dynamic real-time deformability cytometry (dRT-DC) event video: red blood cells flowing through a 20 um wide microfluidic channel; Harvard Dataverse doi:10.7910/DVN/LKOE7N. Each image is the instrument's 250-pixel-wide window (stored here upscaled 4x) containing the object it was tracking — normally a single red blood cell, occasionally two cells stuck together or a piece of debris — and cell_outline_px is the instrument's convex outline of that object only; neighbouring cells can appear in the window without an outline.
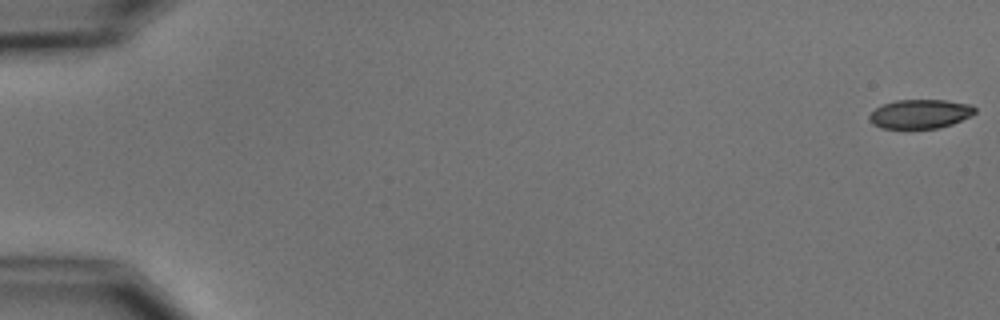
{"species": "common noctule bat (a hibernating species)", "species_latin": "Nyctalus noctula", "temperature_condition": "cold", "stored_images_in_passage": 5, "camera_frame_rate_fps": 3000, "um_per_image_px": 0.085, "animal": {"sex": "male", "body_mass_g": 15.6}, "frame": {"image": 1, "passage_image": 1, "time_ms": 0.0, "image_size_px": [1000, 320], "cell_outline_px": [[976, 112], [972, 116], [952, 124], [940, 128], [880, 128], [872, 124], [868, 120], [868, 116], [876, 108], [884, 104], [896, 100], [944, 100], [972, 104], [976, 108]], "centroid_in_image_um": [78.23, 9.68], "position_along_channel_um": 6.8, "area_um2": 18.03}}
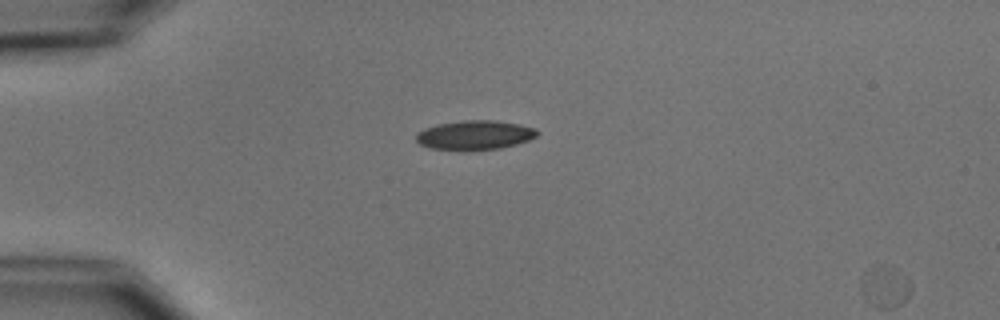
{"frame": {"image": 2, "passage_image": 4, "time_ms": 4.667, "image_size_px": [1000, 320], "cell_outline_px": [[540, 132], [536, 136], [528, 140], [516, 144], [500, 148], [464, 152], [428, 148], [420, 144], [416, 140], [416, 132], [424, 128], [436, 124], [464, 120], [496, 120], [520, 124], [536, 128]], "centroid_in_image_um": [40.32, 11.5], "position_along_channel_um": 44.7, "area_um2": 21.27}}